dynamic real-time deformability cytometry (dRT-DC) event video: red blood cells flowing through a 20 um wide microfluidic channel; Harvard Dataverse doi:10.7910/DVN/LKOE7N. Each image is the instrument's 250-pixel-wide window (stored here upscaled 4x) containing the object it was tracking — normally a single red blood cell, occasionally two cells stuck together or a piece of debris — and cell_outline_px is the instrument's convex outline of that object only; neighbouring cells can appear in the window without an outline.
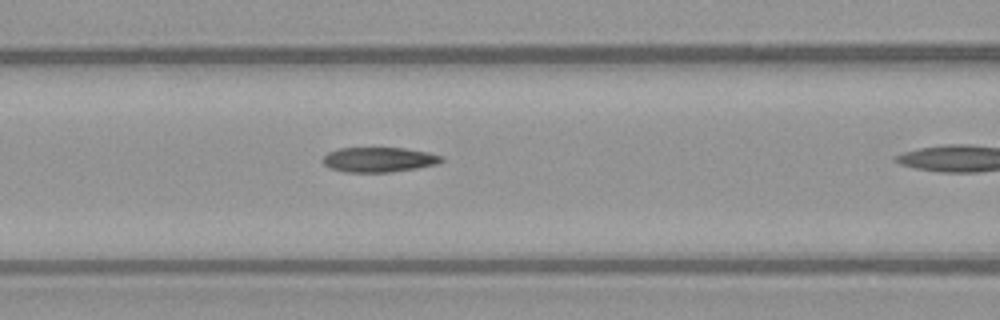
{"species": "common noctule bat (a hibernating species)", "species_latin": "Nyctalus noctula", "temperature_condition": "warm", "stored_images_in_passage": 14, "camera_frame_rate_fps": 3000, "um_per_image_px": 0.085, "animal": {"sex": "female", "body_mass_g": 21.9}, "frame": {"image": 1, "passage_image": 10, "time_ms": 3.0, "image_size_px": [1000, 320], "cell_outline_px": [[444, 160], [436, 164], [416, 168], [392, 172], [344, 172], [332, 168], [324, 164], [320, 160], [328, 152], [340, 148], [404, 148], [428, 152], [444, 156]], "centroid_in_image_um": [32.21, 13.57], "position_along_channel_um": 134.4, "area_um2": 17.22}}